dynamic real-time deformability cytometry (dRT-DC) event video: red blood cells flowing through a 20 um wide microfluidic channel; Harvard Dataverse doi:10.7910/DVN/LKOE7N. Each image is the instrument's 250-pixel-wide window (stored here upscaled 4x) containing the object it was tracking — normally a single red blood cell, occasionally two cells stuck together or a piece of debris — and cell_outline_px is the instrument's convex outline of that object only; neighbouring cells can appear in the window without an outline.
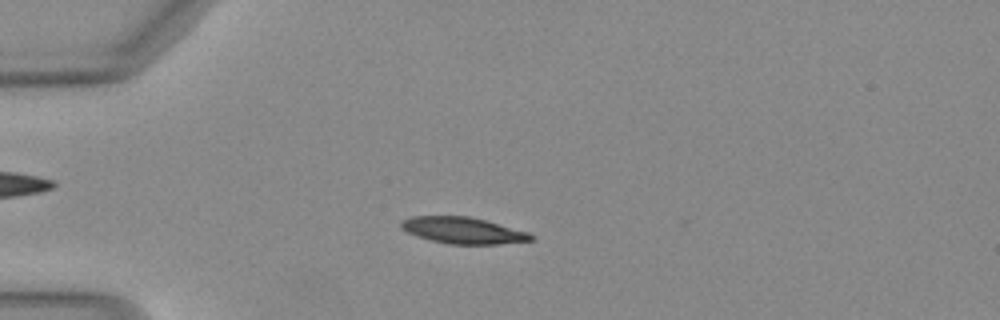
{"species": "Egyptian fruit bat (a non-hibernating species)", "species_latin": "Rousettus aegyptiacus", "temperature_condition": "warm", "stored_images_in_passage": 19, "camera_frame_rate_fps": 3000, "um_per_image_px": 0.085, "animal": {"sex": "female"}, "frame": {"image": 1, "passage_image": 2, "time_ms": 0.333, "image_size_px": [1000, 320], "cell_outline_px": [[536, 236], [532, 240], [500, 244], [448, 244], [416, 236], [408, 232], [400, 224], [400, 220], [412, 216], [468, 216], [484, 220], [528, 232]], "centroid_in_image_um": [39.36, 19.59], "position_along_channel_um": 45.6, "area_um2": 19.83}}
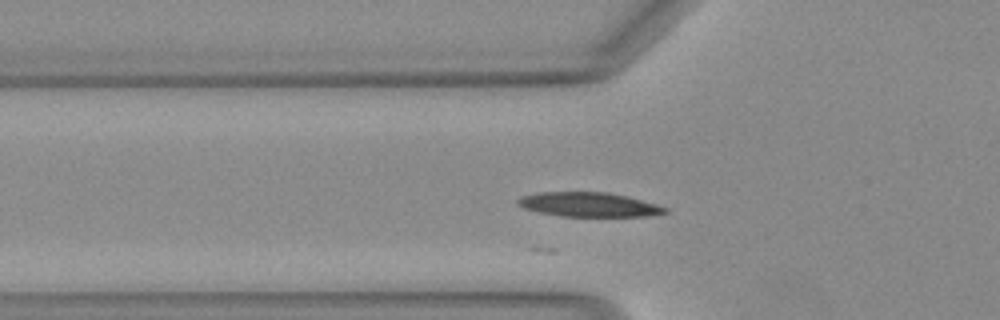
{"frame": {"image": 2, "passage_image": 6, "time_ms": 1.667, "image_size_px": [1000, 320], "cell_outline_px": [[668, 212], [644, 216], [560, 216], [540, 212], [524, 208], [516, 204], [516, 200], [524, 196], [540, 192], [604, 192], [624, 196], [656, 204], [668, 208]], "centroid_in_image_um": [50.02, 17.39], "position_along_channel_um": 75.8, "area_um2": 20.52}}